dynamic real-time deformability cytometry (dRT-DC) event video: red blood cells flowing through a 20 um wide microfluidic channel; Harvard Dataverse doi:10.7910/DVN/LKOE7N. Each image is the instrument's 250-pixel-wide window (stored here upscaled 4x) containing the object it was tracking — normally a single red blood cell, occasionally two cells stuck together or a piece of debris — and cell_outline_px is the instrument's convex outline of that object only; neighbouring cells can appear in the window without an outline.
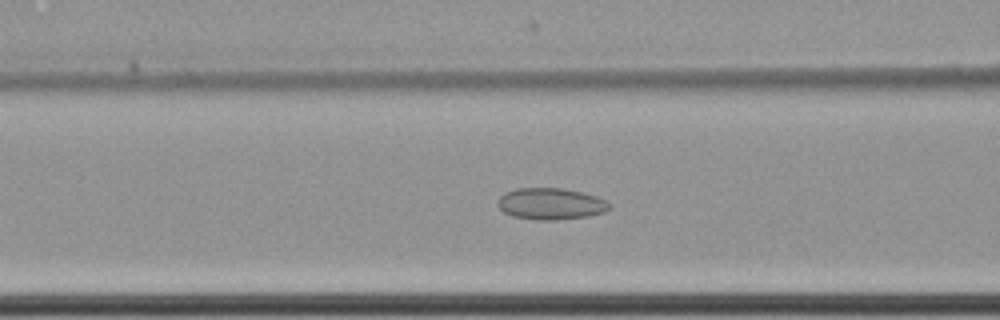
{"species": "common noctule bat (a hibernating species)", "species_latin": "Nyctalus noctula", "temperature_condition": "cold", "stored_images_in_passage": 39, "camera_frame_rate_fps": 3000, "um_per_image_px": 0.085, "animal": {"sex": "female", "body_mass_g": 22.7, "forearm_length_mm": 54.2}, "frame": {"image": 1, "passage_image": 16, "time_ms": 5.0, "image_size_px": [1000, 320], "cell_outline_px": [[612, 208], [604, 212], [588, 216], [556, 220], [536, 220], [512, 216], [504, 212], [496, 204], [500, 196], [504, 192], [516, 188], [560, 188], [580, 192], [596, 196], [612, 204]], "centroid_in_image_um": [46.8, 17.33], "position_along_channel_um": 119.8, "area_um2": 20.63}}
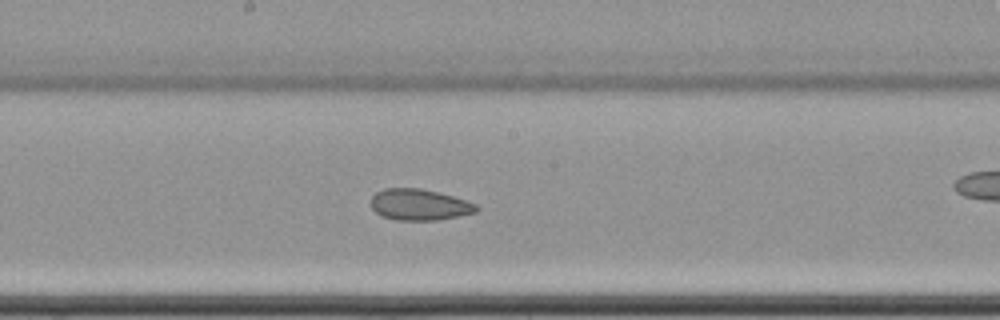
{"frame": {"image": 2, "passage_image": 24, "time_ms": 7.667, "image_size_px": [1000, 320], "cell_outline_px": [[480, 208], [476, 212], [436, 220], [396, 220], [384, 216], [376, 212], [368, 204], [372, 196], [376, 192], [384, 188], [420, 188], [452, 196], [476, 204]], "centroid_in_image_um": [35.6, 17.39], "position_along_channel_um": 212.6, "area_um2": 19.07}}
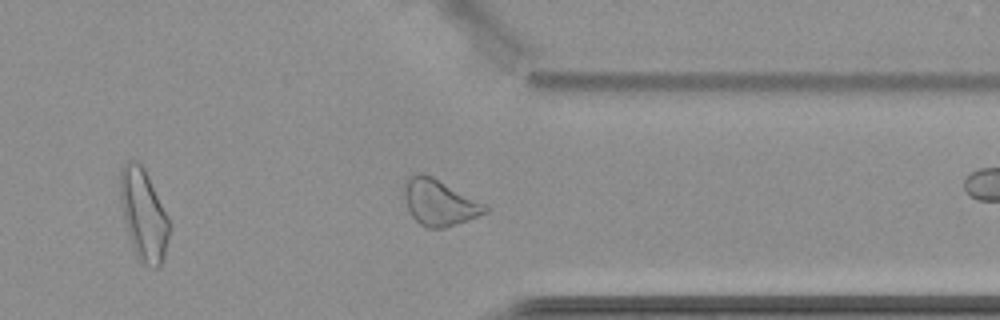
{"frame": {"image": 3, "passage_image": 38, "time_ms": 12.333, "image_size_px": [1000, 320], "cell_outline_px": [[488, 212], [456, 224], [444, 228], [428, 228], [420, 224], [408, 212], [404, 196], [404, 184], [408, 176], [416, 172], [424, 172], [488, 204]], "centroid_in_image_um": [37.34, 17.18], "position_along_channel_um": 374.1, "area_um2": 22.08}}